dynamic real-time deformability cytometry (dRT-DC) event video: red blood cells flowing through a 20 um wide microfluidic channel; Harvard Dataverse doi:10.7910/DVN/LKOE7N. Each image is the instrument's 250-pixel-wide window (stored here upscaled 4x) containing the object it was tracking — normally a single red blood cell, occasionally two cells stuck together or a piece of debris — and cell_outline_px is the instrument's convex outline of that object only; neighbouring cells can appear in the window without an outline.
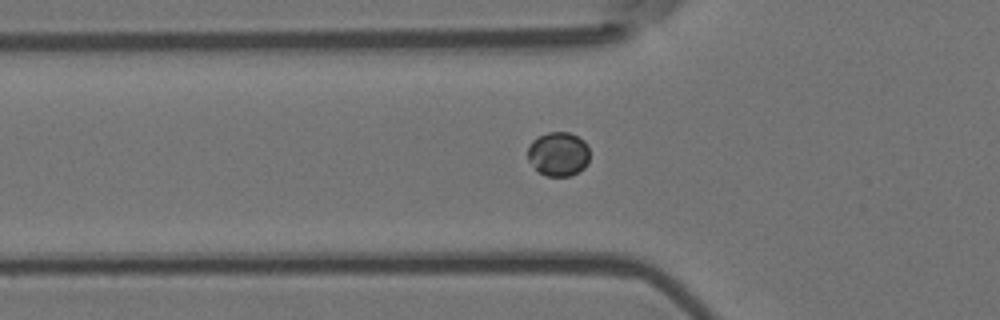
{"species": "Egyptian fruit bat (a non-hibernating species)", "species_latin": "Rousettus aegyptiacus", "temperature_condition": "room temperature", "stored_images_in_passage": 46, "camera_frame_rate_fps": 3000, "um_per_image_px": 0.085, "animal": {"sex": "female"}, "frame": {"image": 1, "passage_image": 9, "time_ms": 2.667, "image_size_px": [1000, 320], "cell_outline_px": [[588, 164], [584, 168], [568, 176], [544, 176], [528, 160], [528, 148], [532, 140], [548, 132], [568, 132], [584, 140], [588, 148]], "centroid_in_image_um": [47.46, 13.09], "position_along_channel_um": 78.3, "area_um2": 15.78}}
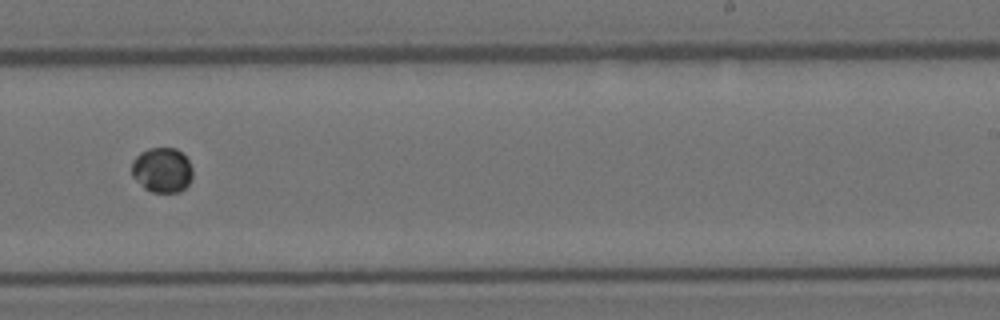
{"frame": {"image": 2, "passage_image": 25, "time_ms": 8.0, "image_size_px": [1000, 320], "cell_outline_px": [[192, 176], [188, 184], [180, 192], [152, 192], [144, 188], [132, 176], [132, 160], [140, 152], [148, 148], [176, 148], [188, 160], [192, 168]], "centroid_in_image_um": [13.76, 14.45], "position_along_channel_um": 275.2, "area_um2": 15.95}}
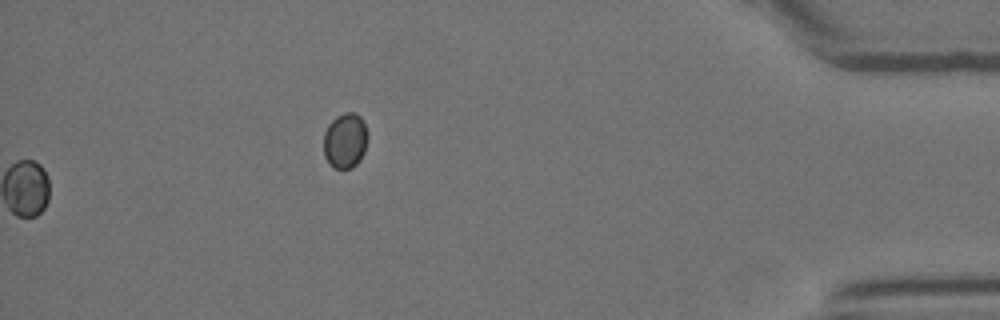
{"frame": {"image": 3, "passage_image": 46, "time_ms": 15.0, "image_size_px": [1000, 320], "cell_outline_px": [[368, 136], [364, 152], [360, 160], [352, 168], [336, 168], [324, 156], [324, 132], [328, 124], [336, 116], [344, 112], [356, 112], [360, 116], [364, 124]], "centroid_in_image_um": [29.34, 11.92], "position_along_channel_um": 405.9, "area_um2": 14.16}}